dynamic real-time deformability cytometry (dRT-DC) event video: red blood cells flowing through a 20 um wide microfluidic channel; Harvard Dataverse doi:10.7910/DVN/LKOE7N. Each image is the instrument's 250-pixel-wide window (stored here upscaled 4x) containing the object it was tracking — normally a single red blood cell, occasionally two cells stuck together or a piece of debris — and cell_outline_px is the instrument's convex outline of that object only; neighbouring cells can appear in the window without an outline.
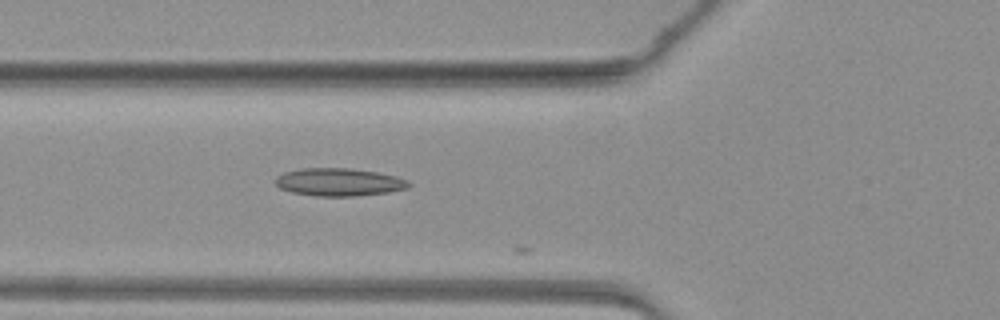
{"species": "common noctule bat (a hibernating species)", "species_latin": "Nyctalus noctula", "temperature_condition": "warm", "stored_images_in_passage": 5, "camera_frame_rate_fps": 3000, "um_per_image_px": 0.085, "animal": {"sex": "female", "body_mass_g": 19.3, "forearm_length_mm": 54.1}, "frame": {"image": 1, "passage_image": 4, "time_ms": 1.0, "image_size_px": [1000, 320], "cell_outline_px": [[412, 184], [408, 188], [388, 192], [356, 196], [316, 196], [292, 192], [280, 188], [276, 184], [276, 176], [284, 172], [300, 168], [348, 168], [376, 172], [396, 176], [408, 180]], "centroid_in_image_um": [28.82, 15.48], "position_along_channel_um": 97.0, "area_um2": 21.62}}